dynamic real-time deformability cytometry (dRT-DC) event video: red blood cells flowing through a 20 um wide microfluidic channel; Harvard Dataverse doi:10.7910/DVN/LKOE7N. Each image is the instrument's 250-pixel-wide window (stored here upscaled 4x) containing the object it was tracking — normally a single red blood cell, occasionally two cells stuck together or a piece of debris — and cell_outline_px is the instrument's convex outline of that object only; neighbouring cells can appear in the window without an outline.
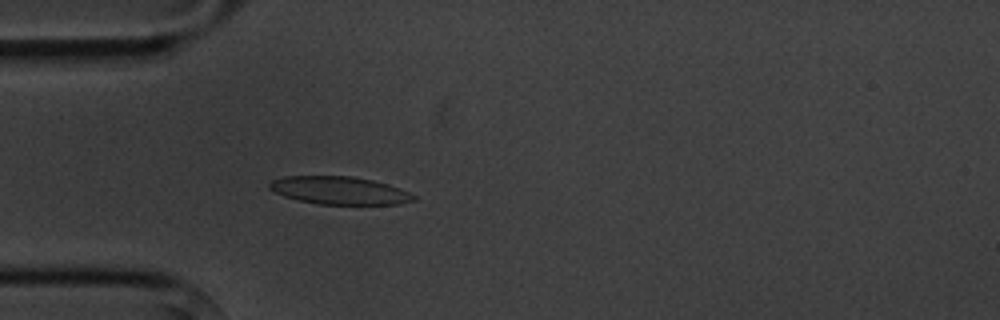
{"species": "common noctule bat (a hibernating species)", "species_latin": "Nyctalus noctula", "temperature_condition": "cold", "stored_images_in_passage": 4, "camera_frame_rate_fps": 3000, "um_per_image_px": 0.085, "animal": {"sex": "male", "body_mass_g": 20.1, "forearm_length_mm": 53.5}, "frame": {"image": 1, "passage_image": 4, "time_ms": 3.667, "image_size_px": [1000, 320], "cell_outline_px": [[416, 200], [400, 204], [320, 204], [300, 200], [284, 196], [268, 188], [268, 184], [272, 180], [284, 176], [352, 176], [372, 180], [388, 184], [400, 188], [416, 196]], "centroid_in_image_um": [28.87, 16.18], "position_along_channel_um": 56.1, "area_um2": 23.29}}